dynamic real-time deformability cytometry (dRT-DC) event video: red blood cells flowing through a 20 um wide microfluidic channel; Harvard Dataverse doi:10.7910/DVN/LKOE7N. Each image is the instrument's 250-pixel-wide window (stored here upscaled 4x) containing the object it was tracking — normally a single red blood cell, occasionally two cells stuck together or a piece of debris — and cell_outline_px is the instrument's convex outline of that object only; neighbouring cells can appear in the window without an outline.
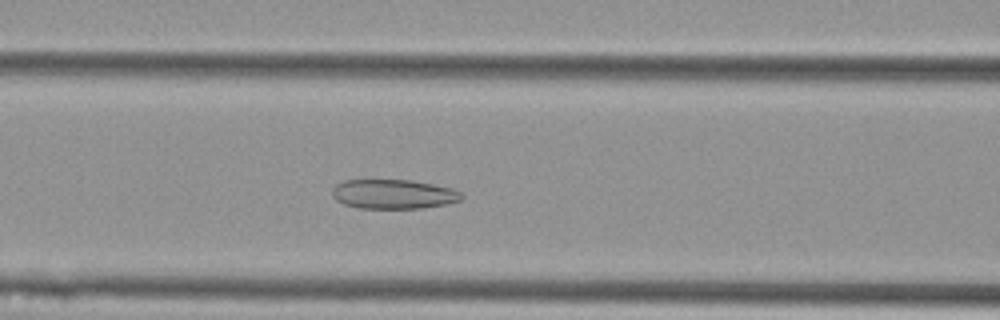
{"species": "Egyptian fruit bat (a non-hibernating species)", "species_latin": "Rousettus aegyptiacus", "temperature_condition": "cold", "stored_images_in_passage": 50, "camera_frame_rate_fps": 3000, "um_per_image_px": 0.085, "animal": {"sex": "female"}, "frame": {"image": 1, "passage_image": 17, "time_ms": 5.333, "image_size_px": [1000, 320], "cell_outline_px": [[464, 196], [460, 200], [448, 204], [420, 208], [356, 208], [344, 204], [336, 200], [332, 196], [332, 188], [336, 184], [344, 180], [412, 180], [452, 188], [460, 192]], "centroid_in_image_um": [33.43, 16.5], "position_along_channel_um": 133.2, "area_um2": 22.25}}
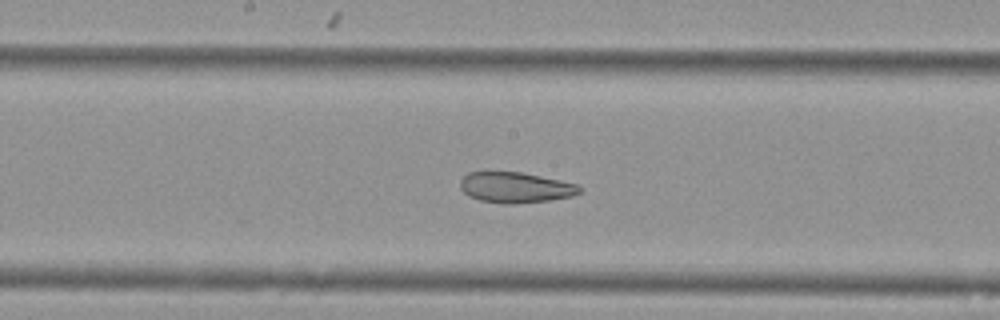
{"frame": {"image": 2, "passage_image": 23, "time_ms": 7.333, "image_size_px": [1000, 320], "cell_outline_px": [[580, 192], [572, 196], [548, 200], [512, 204], [508, 204], [480, 200], [468, 196], [460, 188], [460, 180], [468, 172], [520, 172], [540, 176], [576, 184], [580, 188]], "centroid_in_image_um": [43.76, 15.93], "position_along_channel_um": 204.4, "area_um2": 20.98}}
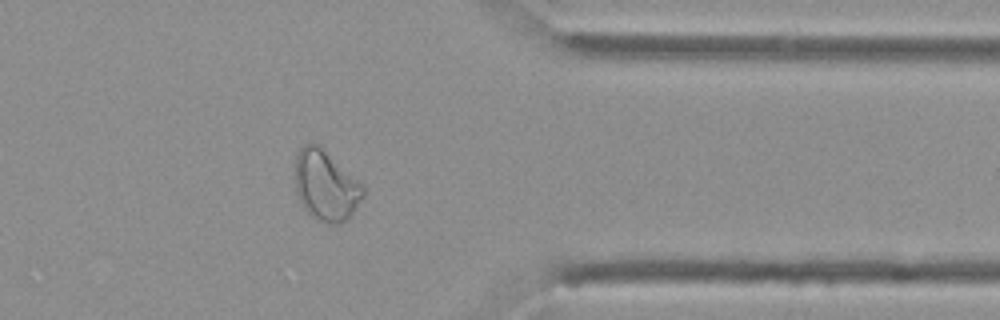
{"frame": {"image": 3, "passage_image": 39, "time_ms": 12.667, "image_size_px": [1000, 320], "cell_outline_px": [[364, 196], [348, 220], [340, 224], [332, 224], [320, 220], [312, 216], [304, 208], [296, 192], [296, 156], [300, 148], [304, 144], [312, 140], [320, 144], [364, 188]], "centroid_in_image_um": [27.68, 15.75], "position_along_channel_um": 383.7, "area_um2": 27.69}, "authors_computed_cell_mechanics": {"area_um2": 26.5591, "velocity_mm_per_s": 3.5802, "shape_relaxation_time_tau1_ms": null, "shape_relaxation_time_tau2_ms": 3.4237, "deformation_change_tau1": null, "deformation_change_tau2": 0.0957}}